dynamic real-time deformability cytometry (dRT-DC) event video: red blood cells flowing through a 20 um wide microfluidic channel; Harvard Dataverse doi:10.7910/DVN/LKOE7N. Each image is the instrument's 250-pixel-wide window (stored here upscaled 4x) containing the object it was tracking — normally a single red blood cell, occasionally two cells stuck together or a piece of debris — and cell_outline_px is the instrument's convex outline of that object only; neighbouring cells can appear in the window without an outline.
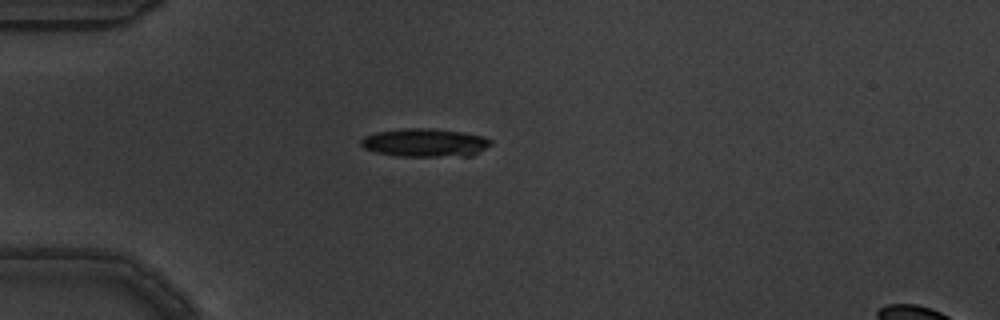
{"species": "common noctule bat (a hibernating species)", "species_latin": "Nyctalus noctula", "temperature_condition": "warm", "stored_images_in_passage": 11, "camera_frame_rate_fps": 3000, "um_per_image_px": 0.085, "animal": {"sex": "male", "body_mass_g": 19.5, "forearm_length_mm": 54.6}, "frame": {"image": 1, "passage_image": 1, "time_ms": 0.0, "image_size_px": [1000, 320], "cell_outline_px": [[492, 144], [472, 156], [400, 156], [376, 152], [364, 148], [360, 144], [360, 140], [364, 136], [376, 132], [404, 128], [432, 128], [464, 132], [484, 136], [492, 140]], "centroid_in_image_um": [36.15, 12.12], "position_along_channel_um": 48.9, "area_um2": 21.56}}
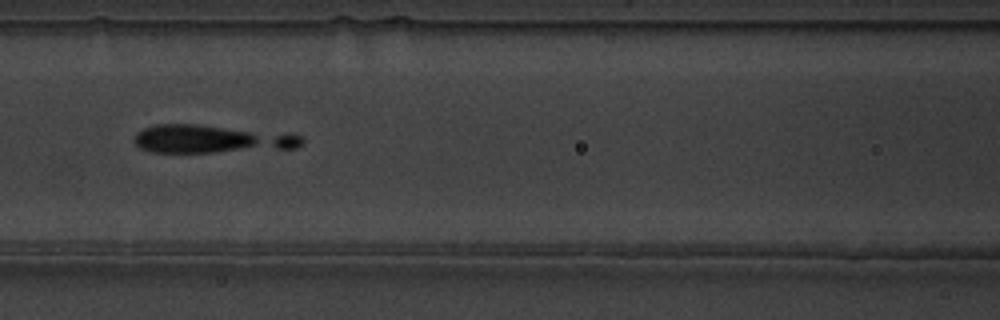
{"frame": {"image": 2, "passage_image": 4, "time_ms": 1.0, "image_size_px": [1000, 320], "cell_outline_px": [[304, 144], [296, 148], [212, 152], [152, 152], [140, 148], [136, 144], [136, 132], [144, 128], [156, 124], [196, 124], [292, 132], [304, 136]], "centroid_in_image_um": [18.1, 11.8], "position_along_channel_um": 148.5, "area_um2": 27.92}}
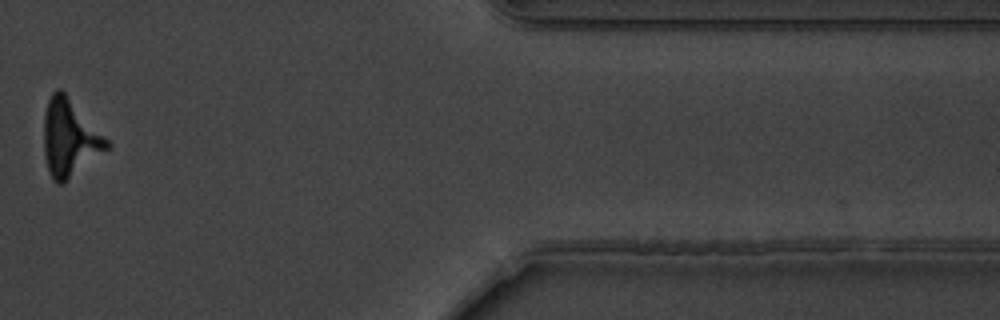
{"frame": {"image": 3, "passage_image": 10, "time_ms": 3.0, "image_size_px": [1000, 320], "cell_outline_px": [[112, 144], [108, 148], [64, 184], [56, 184], [52, 180], [48, 168], [44, 152], [44, 112], [48, 100], [52, 92], [56, 88], [60, 88], [64, 92]], "centroid_in_image_um": [5.9, 11.75], "position_along_channel_um": 405.5, "area_um2": 28.03}}